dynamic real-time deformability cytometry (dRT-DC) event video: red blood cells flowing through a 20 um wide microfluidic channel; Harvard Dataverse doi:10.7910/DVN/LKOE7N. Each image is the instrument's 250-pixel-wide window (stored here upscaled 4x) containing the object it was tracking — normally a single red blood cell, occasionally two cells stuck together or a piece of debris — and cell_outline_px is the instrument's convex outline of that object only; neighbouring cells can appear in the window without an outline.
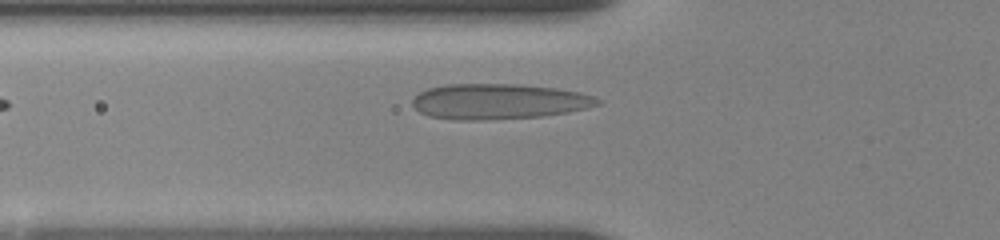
{"species": "human", "species_latin": "Homo sapiens", "temperature_condition": "room temperature", "stored_images_in_passage": 5, "camera_frame_rate_fps": 3000, "um_per_image_px": 0.085, "donor": {"sex": "female"}, "frame": {"image": 1, "passage_image": 5, "time_ms": 3.333, "image_size_px": [1000, 240], "cell_outline_px": [[600, 104], [588, 108], [568, 112], [540, 116], [480, 120], [452, 120], [428, 116], [420, 112], [412, 104], [412, 100], [420, 92], [428, 88], [444, 84], [516, 84], [556, 88], [580, 92], [596, 96], [600, 100]], "centroid_in_image_um": [42.39, 8.62], "position_along_channel_um": 83.4, "area_um2": 38.32}}